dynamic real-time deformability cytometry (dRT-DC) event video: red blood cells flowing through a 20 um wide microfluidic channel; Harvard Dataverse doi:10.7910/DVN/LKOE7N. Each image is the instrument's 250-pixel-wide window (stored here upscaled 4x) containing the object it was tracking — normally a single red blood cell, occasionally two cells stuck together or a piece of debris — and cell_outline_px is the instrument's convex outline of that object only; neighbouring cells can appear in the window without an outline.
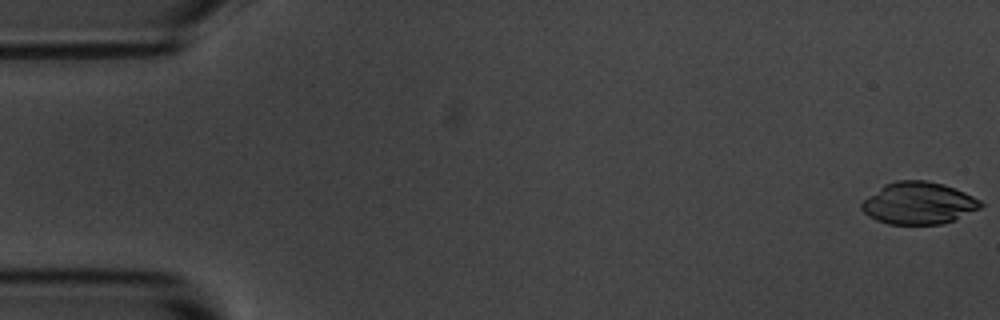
{"species": "common noctule bat (a hibernating species)", "species_latin": "Nyctalus noctula", "temperature_condition": "room temperature", "stored_images_in_passage": 55, "camera_frame_rate_fps": 3000, "um_per_image_px": 0.085, "animal": {"sex": "male", "body_mass_g": 20.1, "forearm_length_mm": 53.5}, "frame": {"image": 1, "passage_image": 1, "time_ms": 0.0, "image_size_px": [1000, 320], "cell_outline_px": [[984, 204], [980, 208], [956, 220], [940, 224], [888, 224], [876, 220], [868, 216], [860, 208], [860, 204], [868, 196], [884, 184], [896, 180], [924, 180], [944, 184], [964, 192], [980, 200]], "centroid_in_image_um": [78.07, 17.27], "position_along_channel_um": 6.9, "area_um2": 29.3}}